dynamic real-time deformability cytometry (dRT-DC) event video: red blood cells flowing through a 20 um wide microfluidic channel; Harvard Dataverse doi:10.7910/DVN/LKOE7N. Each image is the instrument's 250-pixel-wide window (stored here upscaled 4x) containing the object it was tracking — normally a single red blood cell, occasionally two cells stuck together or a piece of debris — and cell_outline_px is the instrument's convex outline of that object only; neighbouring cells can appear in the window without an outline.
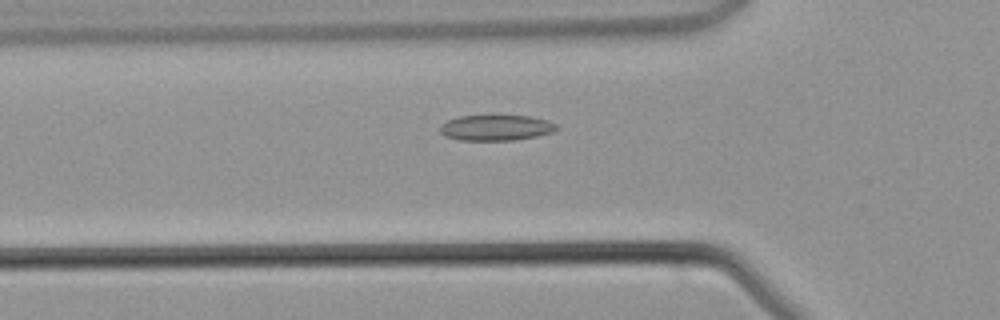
{"species": "common noctule bat (a hibernating species)", "species_latin": "Nyctalus noctula", "temperature_condition": "warm", "stored_images_in_passage": 39, "camera_frame_rate_fps": 3000, "um_per_image_px": 0.085, "animal": {"sex": "male", "body_mass_g": 21.5, "forearm_length_mm": 52.0}, "frame": {"image": 1, "passage_image": 9, "time_ms": 2.667, "image_size_px": [1000, 320], "cell_outline_px": [[560, 128], [552, 132], [536, 136], [516, 140], [460, 140], [444, 136], [440, 132], [440, 124], [448, 120], [460, 116], [528, 116], [548, 120], [556, 124]], "centroid_in_image_um": [42.16, 10.86], "position_along_channel_um": 83.6, "area_um2": 17.4}}
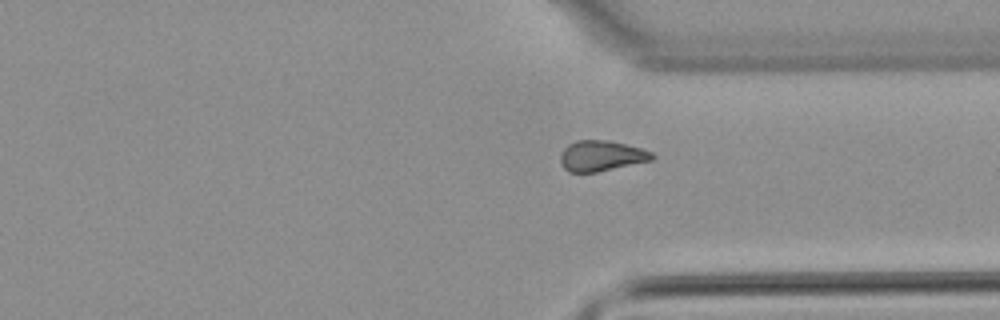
{"frame": {"image": 2, "passage_image": 27, "time_ms": 8.667, "image_size_px": [1000, 320], "cell_outline_px": [[656, 156], [652, 160], [596, 172], [568, 172], [564, 168], [560, 160], [560, 156], [564, 148], [568, 144], [576, 140], [608, 140], [640, 148], [652, 152]], "centroid_in_image_um": [51.1, 13.24], "position_along_channel_um": 360.3, "area_um2": 16.24}}
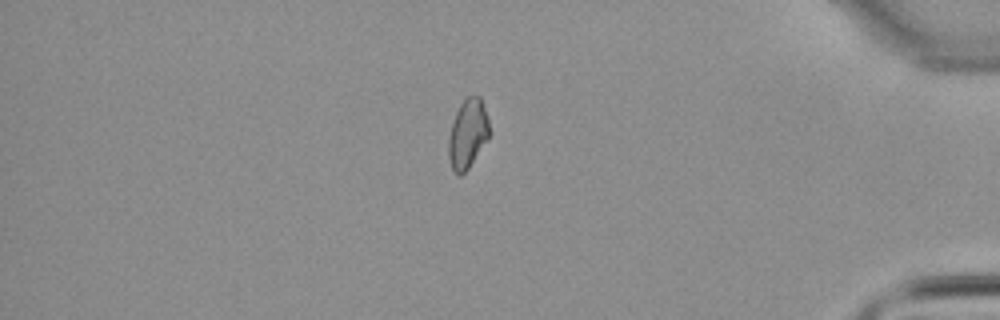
{"frame": {"image": 3, "passage_image": 32, "time_ms": 10.333, "image_size_px": [1000, 320], "cell_outline_px": [[488, 140], [468, 168], [460, 176], [456, 176], [452, 168], [448, 156], [448, 140], [452, 124], [456, 112], [464, 96], [480, 96], [488, 120]], "centroid_in_image_um": [39.74, 11.38], "position_along_channel_um": 395.5, "area_um2": 16.36}}